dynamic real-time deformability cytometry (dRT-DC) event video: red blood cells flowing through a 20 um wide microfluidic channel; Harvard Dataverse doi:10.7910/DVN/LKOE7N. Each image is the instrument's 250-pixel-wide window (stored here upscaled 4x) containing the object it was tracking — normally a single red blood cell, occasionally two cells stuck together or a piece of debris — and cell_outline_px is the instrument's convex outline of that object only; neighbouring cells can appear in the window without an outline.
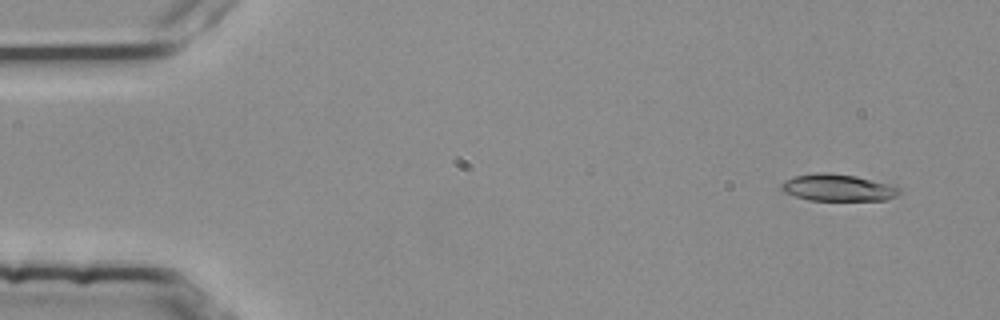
{"species": "common noctule bat (a hibernating species)", "species_latin": "Nyctalus noctula", "temperature_condition": "room temperature", "stored_images_in_passage": 4, "camera_frame_rate_fps": 3000, "um_per_image_px": 0.085, "animal": {"sex": "female", "body_mass_g": 25.1}, "frame": {"image": 1, "passage_image": 1, "time_ms": 0.0, "image_size_px": [1000, 320], "cell_outline_px": [[900, 192], [896, 196], [888, 200], [808, 200], [784, 192], [780, 188], [780, 184], [784, 180], [796, 176], [816, 172], [832, 172], [856, 176], [892, 184], [900, 188]], "centroid_in_image_um": [71.23, 15.94], "position_along_channel_um": 13.8, "area_um2": 18.67}}
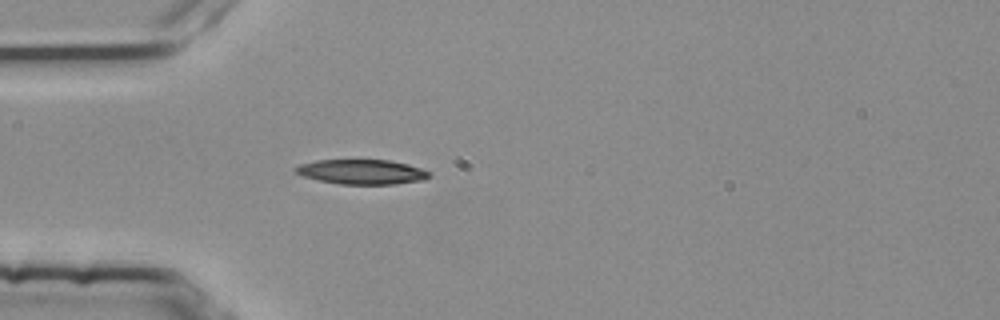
{"frame": {"image": 2, "passage_image": 4, "time_ms": 1.0, "image_size_px": [1000, 320], "cell_outline_px": [[432, 176], [424, 180], [396, 184], [340, 184], [320, 180], [304, 176], [296, 172], [292, 168], [300, 164], [316, 160], [388, 160], [408, 164], [432, 172]], "centroid_in_image_um": [30.8, 14.61], "position_along_channel_um": 54.2, "area_um2": 19.31}}